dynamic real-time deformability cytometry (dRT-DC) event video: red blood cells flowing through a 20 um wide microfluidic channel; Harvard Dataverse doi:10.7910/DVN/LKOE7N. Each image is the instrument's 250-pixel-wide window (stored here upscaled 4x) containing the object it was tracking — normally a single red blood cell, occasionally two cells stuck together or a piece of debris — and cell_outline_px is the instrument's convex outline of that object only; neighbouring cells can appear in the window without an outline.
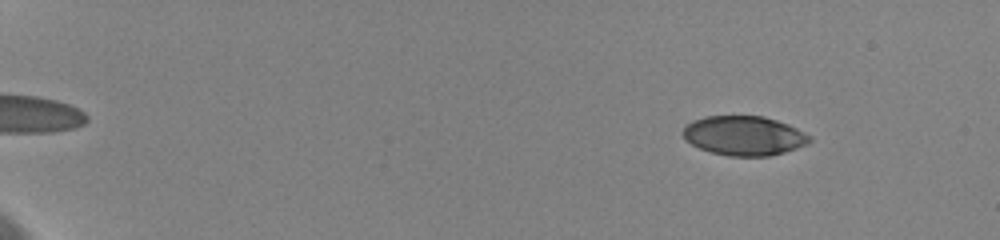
{"species": "human", "species_latin": "Homo sapiens", "temperature_condition": "cold", "stored_images_in_passage": 12, "camera_frame_rate_fps": 3000, "um_per_image_px": 0.085, "donor": {"sex": "female"}, "frame": {"image": 1, "passage_image": 2, "time_ms": 0.667, "image_size_px": [1000, 240], "cell_outline_px": [[812, 140], [808, 144], [784, 152], [768, 156], [728, 156], [712, 152], [700, 148], [684, 140], [680, 132], [692, 120], [704, 116], [764, 116], [788, 124], [812, 136]], "centroid_in_image_um": [63.23, 11.53], "position_along_channel_um": 21.8, "area_um2": 29.25}}
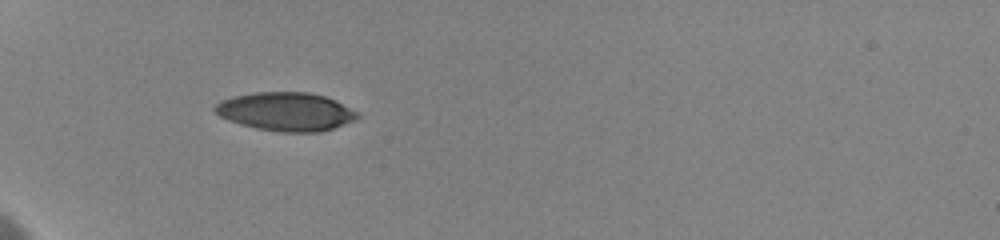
{"frame": {"image": 2, "passage_image": 11, "time_ms": 5.333, "image_size_px": [1000, 240], "cell_outline_px": [[360, 116], [356, 120], [320, 132], [280, 132], [256, 128], [240, 124], [228, 120], [220, 116], [212, 108], [216, 104], [232, 96], [256, 92], [308, 92], [324, 96], [336, 100], [360, 112]], "centroid_in_image_um": [24.34, 9.48], "position_along_channel_um": 60.7, "area_um2": 32.08}}